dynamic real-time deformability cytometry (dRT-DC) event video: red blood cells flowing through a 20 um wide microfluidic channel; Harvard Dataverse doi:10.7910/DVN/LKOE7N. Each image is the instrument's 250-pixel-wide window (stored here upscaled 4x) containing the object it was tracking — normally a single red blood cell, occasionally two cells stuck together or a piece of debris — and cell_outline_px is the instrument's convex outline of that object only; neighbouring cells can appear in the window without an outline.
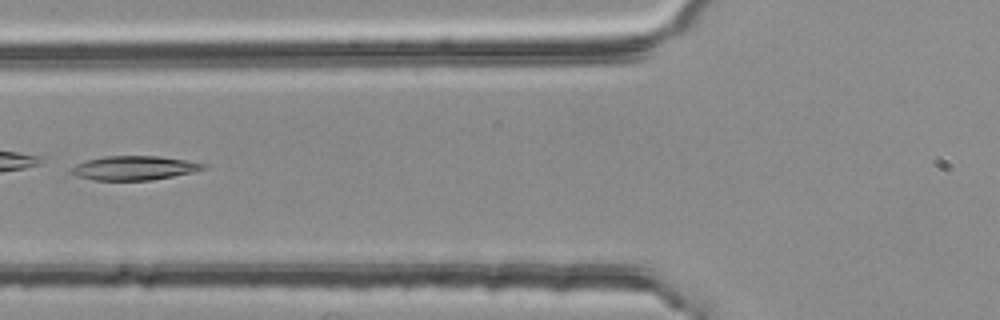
{"species": "common noctule bat (a hibernating species)", "species_latin": "Nyctalus noctula", "temperature_condition": "room temperature", "stored_images_in_passage": 5, "camera_frame_rate_fps": 3000, "um_per_image_px": 0.085, "animal": {"sex": "female", "body_mass_g": 25.1}, "frame": {"image": 1, "passage_image": 5, "time_ms": 1.333, "image_size_px": [1000, 320], "cell_outline_px": [[208, 168], [192, 172], [152, 180], [92, 180], [76, 176], [68, 172], [68, 168], [76, 164], [88, 160], [104, 156], [160, 156], [208, 164]], "centroid_in_image_um": [11.37, 14.28], "position_along_channel_um": 114.4, "area_um2": 18.67}}